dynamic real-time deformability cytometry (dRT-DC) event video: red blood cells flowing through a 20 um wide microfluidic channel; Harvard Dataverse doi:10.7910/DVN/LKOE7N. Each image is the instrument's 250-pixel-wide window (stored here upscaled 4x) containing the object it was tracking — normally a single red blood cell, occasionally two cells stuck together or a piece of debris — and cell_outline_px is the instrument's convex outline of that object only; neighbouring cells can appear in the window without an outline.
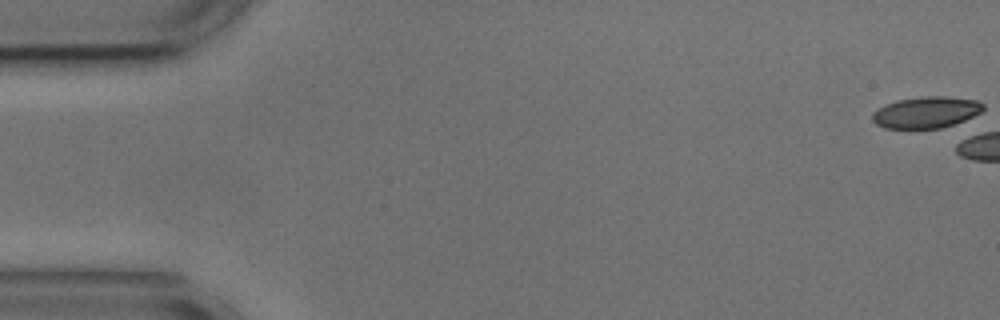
{"species": "common noctule bat (a hibernating species)", "species_latin": "Nyctalus noctula", "temperature_condition": "cold", "stored_images_in_passage": 2, "camera_frame_rate_fps": 3000, "um_per_image_px": 0.085, "animal": {"sex": "male", "body_mass_g": 17.9, "forearm_length_mm": 54.2}, "frame": {"image": 1, "passage_image": 1, "time_ms": 0.0, "image_size_px": [1000, 320], "cell_outline_px": [[984, 108], [980, 112], [964, 120], [940, 128], [884, 128], [876, 124], [872, 120], [872, 112], [896, 100], [920, 96], [944, 96], [976, 100], [984, 104]], "centroid_in_image_um": [78.71, 9.54], "position_along_channel_um": 6.3, "area_um2": 20.11}}